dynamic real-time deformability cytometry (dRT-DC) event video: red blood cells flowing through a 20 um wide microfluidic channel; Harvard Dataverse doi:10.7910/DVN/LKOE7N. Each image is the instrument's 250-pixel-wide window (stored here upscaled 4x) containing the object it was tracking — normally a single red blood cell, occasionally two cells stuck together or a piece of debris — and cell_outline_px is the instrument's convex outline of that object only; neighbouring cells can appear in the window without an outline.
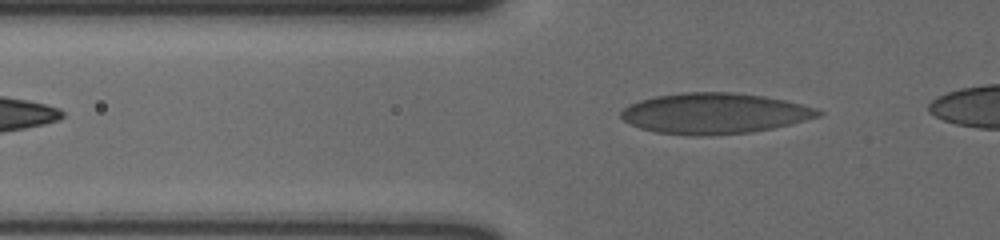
{"species": "human", "species_latin": "Homo sapiens", "temperature_condition": "cold", "stored_images_in_passage": 26, "camera_frame_rate_fps": 3000, "um_per_image_px": 0.085, "donor": {"sex": "male"}, "frame": {"image": 1, "passage_image": 2, "time_ms": 0.333, "image_size_px": [1000, 240], "cell_outline_px": [[824, 112], [820, 116], [772, 128], [752, 132], [712, 136], [696, 136], [656, 132], [640, 128], [624, 120], [620, 116], [620, 112], [628, 104], [640, 100], [656, 96], [684, 92], [732, 92], [760, 96], [784, 100], [816, 108]], "centroid_in_image_um": [60.69, 9.64], "position_along_channel_um": 65.1, "area_um2": 46.59}}
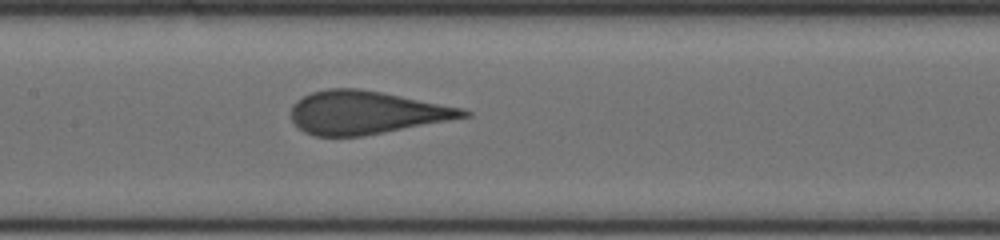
{"frame": {"image": 2, "passage_image": 12, "time_ms": 3.667, "image_size_px": [1000, 240], "cell_outline_px": [[472, 116], [364, 136], [312, 136], [304, 132], [292, 120], [292, 104], [296, 100], [312, 92], [328, 88], [356, 88], [380, 92], [460, 108], [472, 112]], "centroid_in_image_um": [31.09, 9.57], "position_along_channel_um": 176.3, "area_um2": 42.89}}
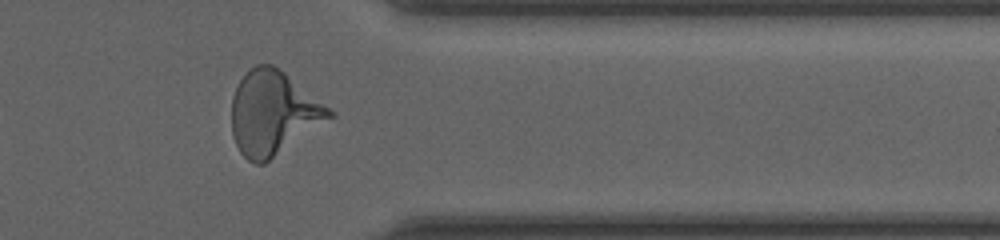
{"frame": {"image": 3, "passage_image": 24, "time_ms": 7.667, "image_size_px": [1000, 240], "cell_outline_px": [[336, 116], [264, 164], [256, 164], [248, 160], [240, 152], [236, 144], [232, 132], [232, 96], [240, 80], [256, 64], [272, 64], [284, 72], [336, 112]], "centroid_in_image_um": [23.24, 9.63], "position_along_channel_um": 388.2, "area_um2": 47.69}}